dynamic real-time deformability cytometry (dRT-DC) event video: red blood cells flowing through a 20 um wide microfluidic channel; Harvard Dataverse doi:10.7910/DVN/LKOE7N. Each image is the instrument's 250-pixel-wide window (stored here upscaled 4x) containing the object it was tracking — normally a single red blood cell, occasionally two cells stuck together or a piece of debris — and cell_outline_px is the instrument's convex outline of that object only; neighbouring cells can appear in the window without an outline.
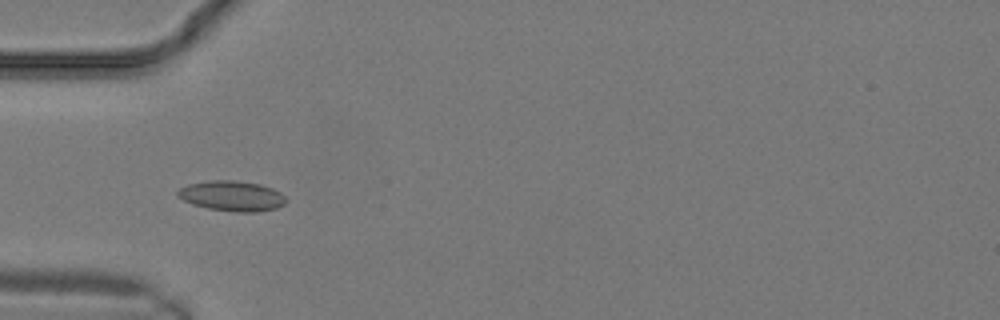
{"species": "common noctule bat (a hibernating species)", "species_latin": "Nyctalus noctula", "temperature_condition": "warm", "stored_images_in_passage": 14, "camera_frame_rate_fps": 3000, "um_per_image_px": 0.085, "animal": {"sex": "male", "body_mass_g": 19.2, "forearm_length_mm": 51.8}, "frame": {"image": 1, "passage_image": 8, "time_ms": 2.333, "image_size_px": [1000, 320], "cell_outline_px": [[288, 200], [284, 204], [276, 208], [256, 212], [236, 212], [208, 208], [192, 204], [176, 196], [176, 192], [180, 188], [188, 184], [208, 180], [232, 180], [260, 184], [272, 188], [280, 192]], "centroid_in_image_um": [19.71, 16.65], "position_along_channel_um": 65.3, "area_um2": 19.13}}
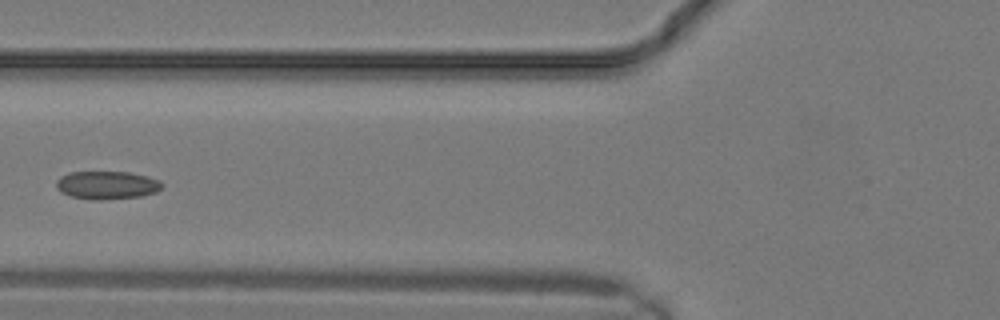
{"frame": {"image": 2, "passage_image": 10, "time_ms": 3.0, "image_size_px": [1000, 320], "cell_outline_px": [[164, 184], [156, 192], [140, 196], [100, 200], [92, 200], [72, 196], [60, 192], [56, 188], [56, 180], [60, 176], [68, 172], [128, 172], [160, 180]], "centroid_in_image_um": [9.05, 15.73], "position_along_channel_um": 116.8, "area_um2": 17.28}}
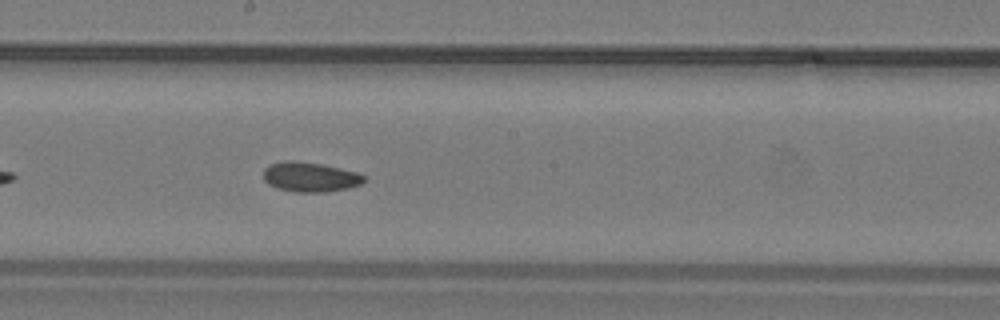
{"frame": {"image": 3, "passage_image": 14, "time_ms": 4.333, "image_size_px": [1000, 320], "cell_outline_px": [[364, 180], [360, 184], [348, 188], [324, 192], [296, 192], [280, 188], [268, 184], [264, 180], [264, 168], [268, 164], [288, 160], [320, 164], [356, 172], [364, 176]], "centroid_in_image_um": [26.32, 15.04], "position_along_channel_um": 221.9, "area_um2": 17.11}}